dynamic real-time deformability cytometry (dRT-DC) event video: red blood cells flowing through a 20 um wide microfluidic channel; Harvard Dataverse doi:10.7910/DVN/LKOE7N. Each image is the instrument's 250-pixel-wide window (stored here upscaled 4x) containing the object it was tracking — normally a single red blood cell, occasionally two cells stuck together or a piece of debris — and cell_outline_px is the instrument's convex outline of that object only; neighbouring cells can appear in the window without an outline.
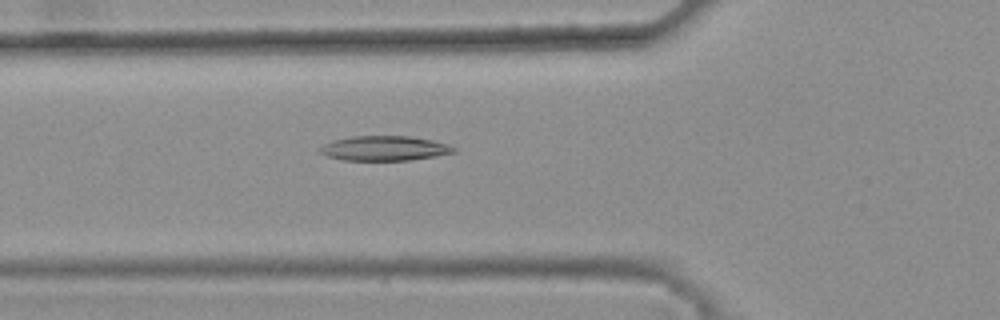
{"species": "common noctule bat (a hibernating species)", "species_latin": "Nyctalus noctula", "temperature_condition": "warm", "stored_images_in_passage": 35, "camera_frame_rate_fps": 3000, "um_per_image_px": 0.085, "animal": {"sex": "female", "body_mass_g": 25.1}, "frame": {"image": 1, "passage_image": 7, "time_ms": 2.0, "image_size_px": [1000, 320], "cell_outline_px": [[456, 152], [436, 156], [408, 160], [344, 160], [328, 156], [320, 152], [320, 148], [324, 144], [332, 140], [352, 136], [408, 136], [432, 140], [448, 144], [456, 148]], "centroid_in_image_um": [32.7, 12.6], "position_along_channel_um": 93.1, "area_um2": 19.19}}
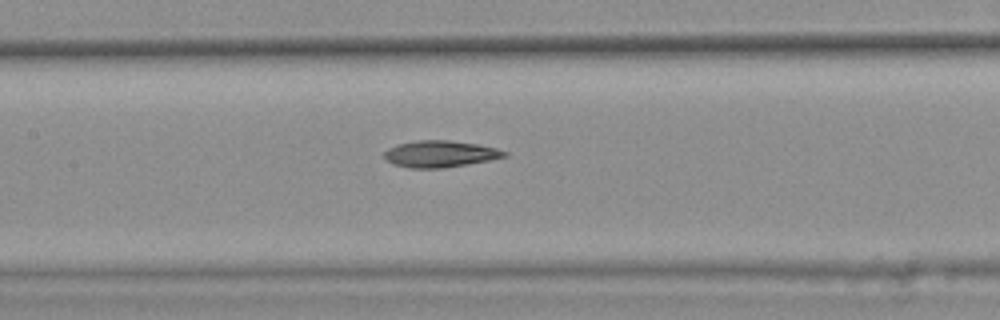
{"frame": {"image": 2, "passage_image": 13, "time_ms": 4.0, "image_size_px": [1000, 320], "cell_outline_px": [[508, 156], [488, 160], [444, 168], [412, 168], [392, 164], [384, 156], [384, 152], [388, 148], [396, 144], [416, 140], [448, 140], [476, 144], [496, 148], [508, 152]], "centroid_in_image_um": [37.39, 13.08], "position_along_channel_um": 170.0, "area_um2": 18.55}}
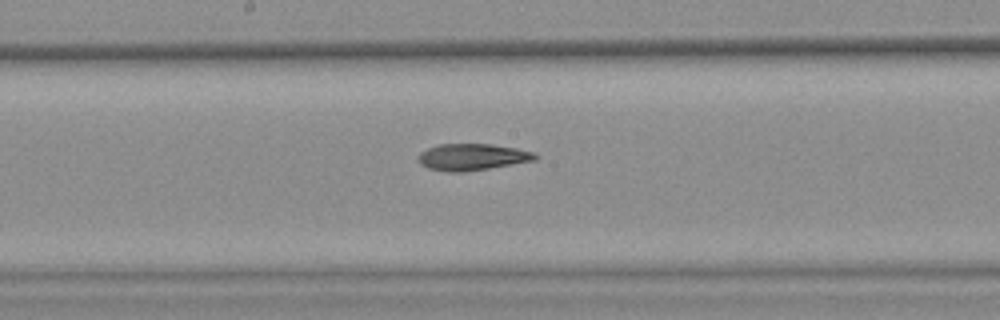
{"frame": {"image": 3, "passage_image": 16, "time_ms": 5.0, "image_size_px": [1000, 320], "cell_outline_px": [[540, 156], [536, 160], [464, 172], [448, 172], [428, 168], [420, 164], [416, 160], [416, 156], [420, 152], [436, 144], [492, 144], [516, 148], [532, 152]], "centroid_in_image_um": [40.09, 13.34], "position_along_channel_um": 208.1, "area_um2": 18.26}, "authors_computed_cell_mechanics": {"area_um2": 18.3804, "velocity_mm_per_s": 3.8252, "shape_relaxation_time_tau1_ms": null, "shape_relaxation_time_tau2_ms": 9.3834, "deformation_change_tau1": null, "deformation_change_tau2": 0.1998}}